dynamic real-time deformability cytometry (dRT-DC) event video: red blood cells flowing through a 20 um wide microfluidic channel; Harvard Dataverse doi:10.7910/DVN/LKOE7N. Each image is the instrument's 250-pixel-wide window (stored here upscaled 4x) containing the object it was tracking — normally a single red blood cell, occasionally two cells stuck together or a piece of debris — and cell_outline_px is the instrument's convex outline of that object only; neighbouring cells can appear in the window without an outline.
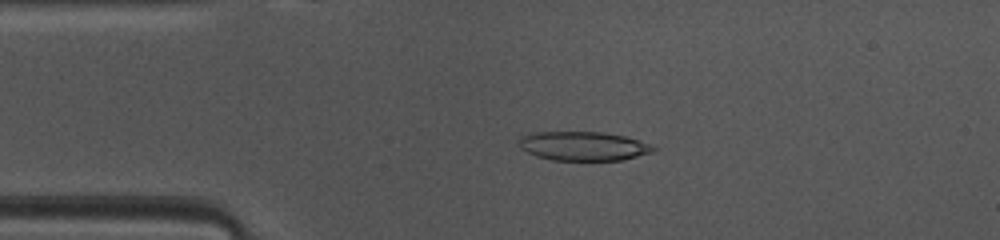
{"species": "common noctule bat (a hibernating species)", "species_latin": "Nyctalus noctula", "temperature_condition": "warm", "stored_images_in_passage": 46, "camera_frame_rate_fps": 3000, "um_per_image_px": 0.085, "animal": {"sex": "female", "body_mass_g": 10.0, "forearm_length_mm": 53.1}, "frame": {"image": 1, "passage_image": 8, "time_ms": 2.333, "image_size_px": [1000, 240], "cell_outline_px": [[656, 148], [652, 152], [624, 160], [552, 160], [536, 156], [520, 148], [520, 136], [536, 132], [604, 132], [624, 136], [652, 144]], "centroid_in_image_um": [49.6, 12.42], "position_along_channel_um": 35.4, "area_um2": 22.72}}
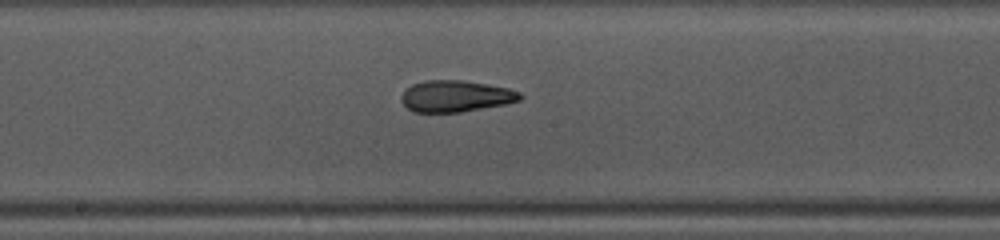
{"frame": {"image": 2, "passage_image": 22, "time_ms": 7.0, "image_size_px": [1000, 240], "cell_outline_px": [[524, 96], [520, 100], [504, 104], [460, 112], [412, 112], [400, 100], [400, 96], [412, 84], [424, 80], [464, 80], [508, 88], [520, 92]], "centroid_in_image_um": [38.73, 8.17], "position_along_channel_um": 209.5, "area_um2": 21.73}}
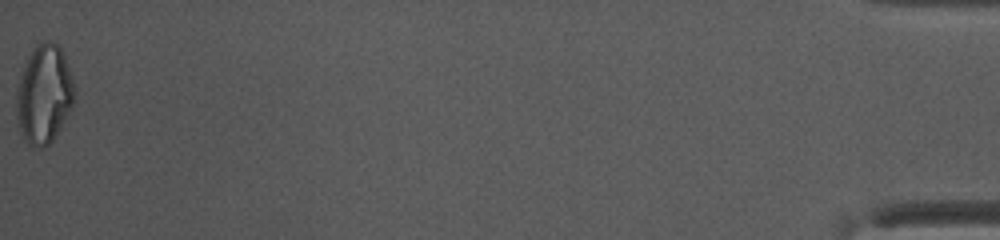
{"frame": {"image": 3, "passage_image": 46, "time_ms": 15.0, "image_size_px": [1000, 240], "cell_outline_px": [[76, 92], [72, 104], [52, 140], [44, 148], [32, 148], [24, 140], [20, 132], [16, 120], [16, 96], [20, 80], [28, 56], [32, 48], [36, 44], [44, 40], [52, 40], [60, 48], [64, 56]], "centroid_in_image_um": [3.71, 8.02], "position_along_channel_um": 431.5, "area_um2": 33.0}, "authors_computed_cell_mechanics": {"area_um2": 23.0911, "velocity_mm_per_s": 4.1292, "shape_relaxation_time_tau1_ms": 9.3294, "shape_relaxation_time_tau2_ms": 2.6242, "deformation_change_tau1": 0.2519, "deformation_change_tau2": 0.1194}}